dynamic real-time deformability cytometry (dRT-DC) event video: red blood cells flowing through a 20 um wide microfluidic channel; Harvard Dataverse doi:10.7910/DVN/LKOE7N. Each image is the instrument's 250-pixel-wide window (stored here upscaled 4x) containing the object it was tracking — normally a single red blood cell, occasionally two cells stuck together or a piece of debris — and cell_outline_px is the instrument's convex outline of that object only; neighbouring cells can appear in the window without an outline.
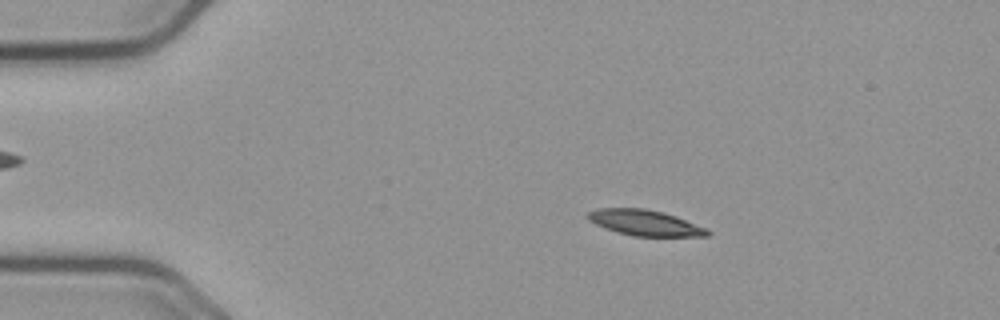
{"species": "common noctule bat (a hibernating species)", "species_latin": "Nyctalus noctula", "temperature_condition": "cold", "stored_images_in_passage": 14, "camera_frame_rate_fps": 3000, "um_per_image_px": 0.085, "animal": {"sex": "male", "body_mass_g": 23.1, "forearm_length_mm": 52.7}, "frame": {"image": 1, "passage_image": 10, "time_ms": 3.0, "image_size_px": [1000, 320], "cell_outline_px": [[712, 232], [708, 236], [632, 236], [616, 232], [596, 224], [588, 220], [584, 216], [588, 212], [596, 208], [644, 208], [676, 216], [708, 228]], "centroid_in_image_um": [54.81, 18.94], "position_along_channel_um": 30.2, "area_um2": 18.03}}